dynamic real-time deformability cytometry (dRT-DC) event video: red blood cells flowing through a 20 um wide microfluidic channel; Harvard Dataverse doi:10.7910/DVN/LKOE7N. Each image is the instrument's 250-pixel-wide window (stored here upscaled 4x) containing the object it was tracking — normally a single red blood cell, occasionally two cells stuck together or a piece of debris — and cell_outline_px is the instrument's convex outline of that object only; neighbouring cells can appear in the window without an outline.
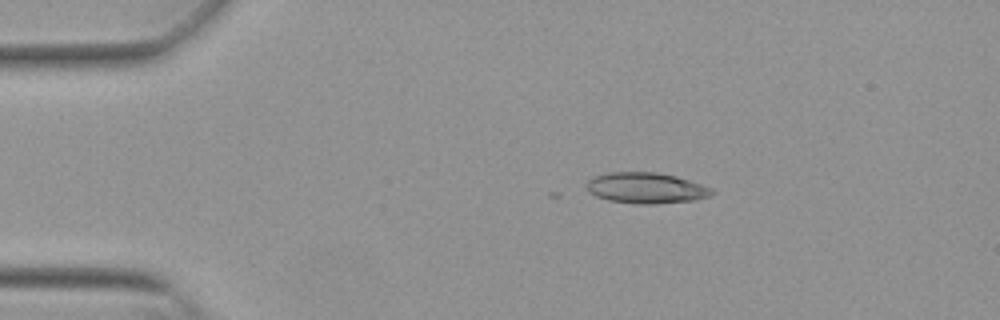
{"species": "Egyptian fruit bat (a non-hibernating species)", "species_latin": "Rousettus aegyptiacus", "temperature_condition": "warm", "stored_images_in_passage": 3, "camera_frame_rate_fps": 3000, "um_per_image_px": 0.085, "animal": {"sex": "female"}, "frame": {"image": 1, "passage_image": 1, "time_ms": 0.0, "image_size_px": [1000, 320], "cell_outline_px": [[716, 192], [712, 196], [696, 200], [656, 204], [636, 204], [608, 200], [596, 196], [588, 192], [584, 184], [588, 180], [596, 176], [608, 172], [656, 172], [676, 176], [712, 188]], "centroid_in_image_um": [54.92, 15.99], "position_along_channel_um": 30.1, "area_um2": 22.77}}